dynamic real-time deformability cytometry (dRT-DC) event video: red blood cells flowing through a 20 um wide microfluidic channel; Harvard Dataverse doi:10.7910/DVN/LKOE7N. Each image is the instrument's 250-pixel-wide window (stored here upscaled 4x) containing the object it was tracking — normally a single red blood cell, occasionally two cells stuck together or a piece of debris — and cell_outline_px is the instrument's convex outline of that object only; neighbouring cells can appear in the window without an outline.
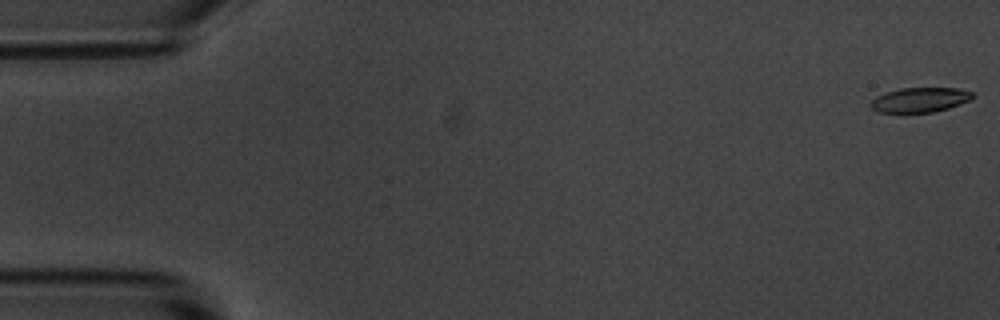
{"species": "common noctule bat (a hibernating species)", "species_latin": "Nyctalus noctula", "temperature_condition": "room temperature", "stored_images_in_passage": 56, "camera_frame_rate_fps": 3000, "um_per_image_px": 0.085, "animal": {"sex": "male", "body_mass_g": 20.1, "forearm_length_mm": 53.5}, "frame": {"image": 1, "passage_image": 1, "time_ms": 0.0, "image_size_px": [1000, 320], "cell_outline_px": [[976, 96], [960, 104], [948, 108], [932, 112], [876, 112], [868, 104], [876, 96], [900, 88], [960, 88], [972, 92]], "centroid_in_image_um": [78.19, 8.48], "position_along_channel_um": 6.8, "area_um2": 14.62}}
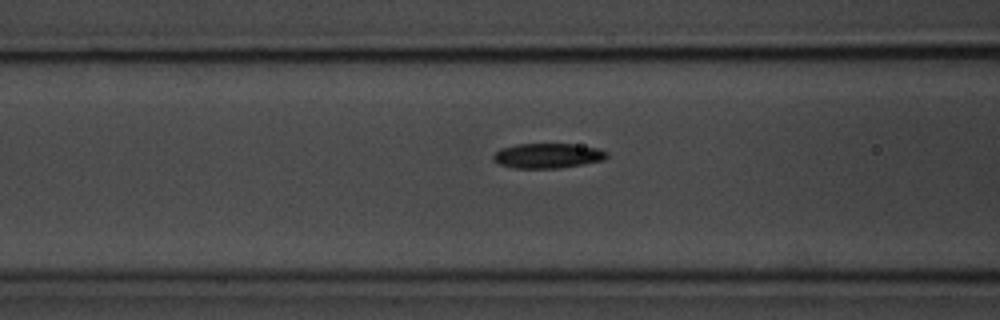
{"frame": {"image": 2, "passage_image": 22, "time_ms": 7.0, "image_size_px": [1000, 320], "cell_outline_px": [[608, 156], [604, 160], [560, 168], [516, 168], [500, 164], [492, 160], [492, 156], [500, 148], [516, 144], [572, 144], [600, 148], [608, 152]], "centroid_in_image_um": [46.56, 13.23], "position_along_channel_um": 120.0, "area_um2": 16.53}}
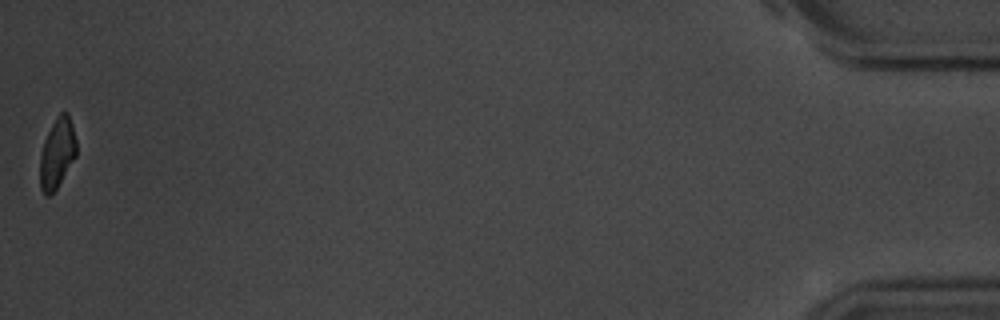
{"frame": {"image": 3, "passage_image": 56, "time_ms": 18.333, "image_size_px": [1000, 320], "cell_outline_px": [[76, 156], [56, 188], [48, 196], [44, 196], [40, 188], [40, 156], [44, 140], [56, 116], [60, 112], [68, 112], [72, 124], [76, 140]], "centroid_in_image_um": [4.85, 13.01], "position_along_channel_um": 430.4, "area_um2": 14.8}, "authors_computed_cell_mechanics": {"area_um2": 16.3574, "velocity_mm_per_s": 3.5998, "shape_relaxation_time_tau1_ms": 4.5945, "shape_relaxation_time_tau2_ms": null, "deformation_change_tau1": 0.1439, "deformation_change_tau2": null}}